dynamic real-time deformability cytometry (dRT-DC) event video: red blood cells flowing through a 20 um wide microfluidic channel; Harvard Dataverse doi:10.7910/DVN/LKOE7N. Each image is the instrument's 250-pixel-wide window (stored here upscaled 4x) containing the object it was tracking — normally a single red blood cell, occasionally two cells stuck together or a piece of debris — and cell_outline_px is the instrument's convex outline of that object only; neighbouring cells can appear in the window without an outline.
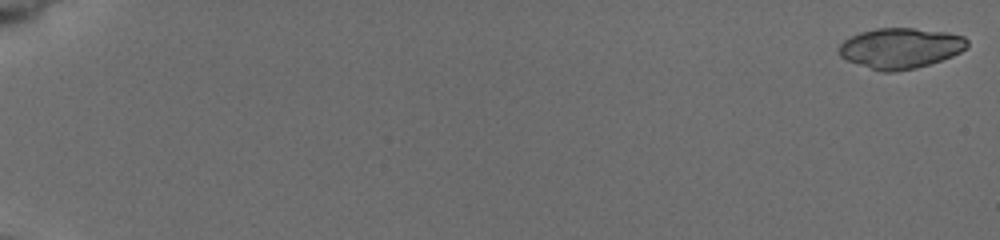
{"species": "common noctule bat (a hibernating species)", "species_latin": "Nyctalus noctula", "temperature_condition": "cold", "stored_images_in_passage": 27, "camera_frame_rate_fps": 3000, "um_per_image_px": 0.085, "animal": {"sex": "female", "body_mass_g": 19.5, "forearm_length_mm": 54.1}, "frame": {"image": 1, "passage_image": 1, "time_ms": 0.0, "image_size_px": [1000, 240], "cell_outline_px": [[968, 48], [952, 56], [916, 68], [892, 72], [880, 72], [848, 60], [840, 56], [840, 44], [844, 40], [860, 32], [876, 28], [912, 28], [948, 32], [964, 36], [968, 40]], "centroid_in_image_um": [76.57, 4.09], "position_along_channel_um": 8.4, "area_um2": 30.17}}
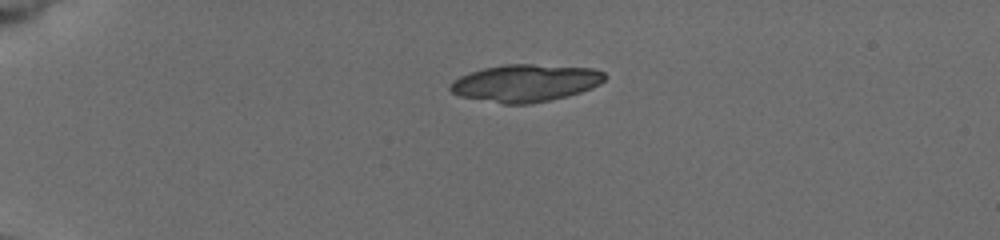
{"frame": {"image": 2, "passage_image": 12, "time_ms": 4.667, "image_size_px": [1000, 240], "cell_outline_px": [[608, 76], [600, 84], [592, 88], [580, 92], [548, 100], [528, 104], [504, 104], [460, 96], [452, 92], [448, 88], [448, 84], [452, 80], [468, 72], [484, 68], [504, 64], [532, 64], [592, 68], [604, 72]], "centroid_in_image_um": [44.64, 7.05], "position_along_channel_um": 40.4, "area_um2": 33.64}}